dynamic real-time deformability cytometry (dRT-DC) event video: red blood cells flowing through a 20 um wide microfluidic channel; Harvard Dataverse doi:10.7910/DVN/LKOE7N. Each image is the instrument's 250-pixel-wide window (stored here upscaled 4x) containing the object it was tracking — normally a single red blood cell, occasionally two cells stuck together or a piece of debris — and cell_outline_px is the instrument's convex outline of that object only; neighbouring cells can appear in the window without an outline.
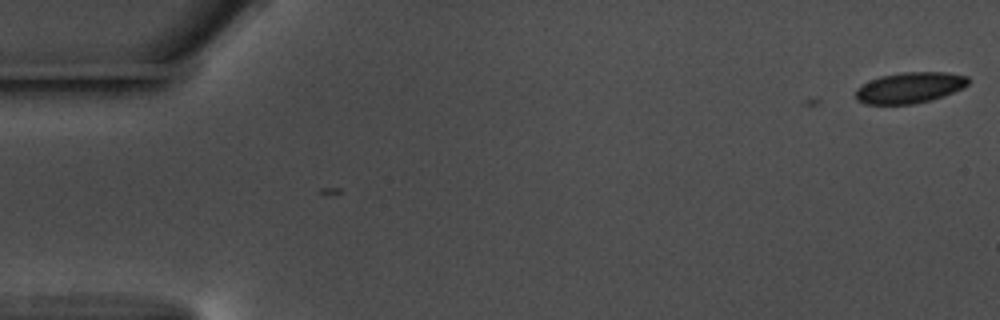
{"species": "common noctule bat (a hibernating species)", "species_latin": "Nyctalus noctula", "temperature_condition": "warm", "stored_images_in_passage": 2, "camera_frame_rate_fps": 3000, "um_per_image_px": 0.085, "animal": {"sex": "male", "body_mass_g": 17.5, "forearm_length_mm": 52.3}, "frame": {"image": 1, "passage_image": 1, "time_ms": 0.0, "image_size_px": [1000, 320], "cell_outline_px": [[968, 84], [964, 88], [928, 100], [912, 104], [864, 104], [856, 100], [856, 88], [880, 76], [900, 72], [948, 72], [968, 76]], "centroid_in_image_um": [77.31, 7.44], "position_along_channel_um": 7.7, "area_um2": 20.11}}